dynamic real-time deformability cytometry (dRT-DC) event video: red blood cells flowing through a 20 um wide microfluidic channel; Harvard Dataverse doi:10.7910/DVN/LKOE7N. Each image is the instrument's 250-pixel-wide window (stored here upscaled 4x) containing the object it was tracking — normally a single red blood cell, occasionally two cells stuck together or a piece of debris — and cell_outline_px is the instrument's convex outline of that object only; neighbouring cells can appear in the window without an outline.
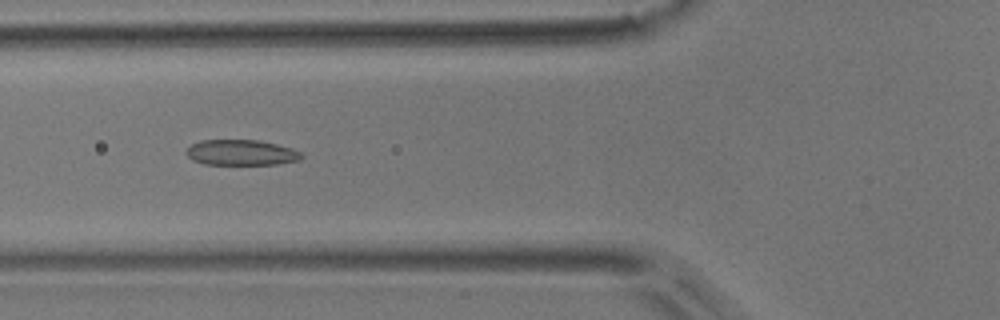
{"species": "common noctule bat (a hibernating species)", "species_latin": "Nyctalus noctula", "temperature_condition": "room temperature", "stored_images_in_passage": 3, "camera_frame_rate_fps": 3000, "um_per_image_px": 0.085, "animal": {"sex": "male", "body_mass_g": 17.9}, "frame": {"image": 1, "passage_image": 3, "time_ms": 0.667, "image_size_px": [1000, 320], "cell_outline_px": [[304, 156], [300, 160], [276, 164], [204, 164], [192, 160], [184, 152], [192, 144], [200, 140], [260, 140], [292, 148], [300, 152]], "centroid_in_image_um": [20.5, 12.96], "position_along_channel_um": 105.3, "area_um2": 17.17}}